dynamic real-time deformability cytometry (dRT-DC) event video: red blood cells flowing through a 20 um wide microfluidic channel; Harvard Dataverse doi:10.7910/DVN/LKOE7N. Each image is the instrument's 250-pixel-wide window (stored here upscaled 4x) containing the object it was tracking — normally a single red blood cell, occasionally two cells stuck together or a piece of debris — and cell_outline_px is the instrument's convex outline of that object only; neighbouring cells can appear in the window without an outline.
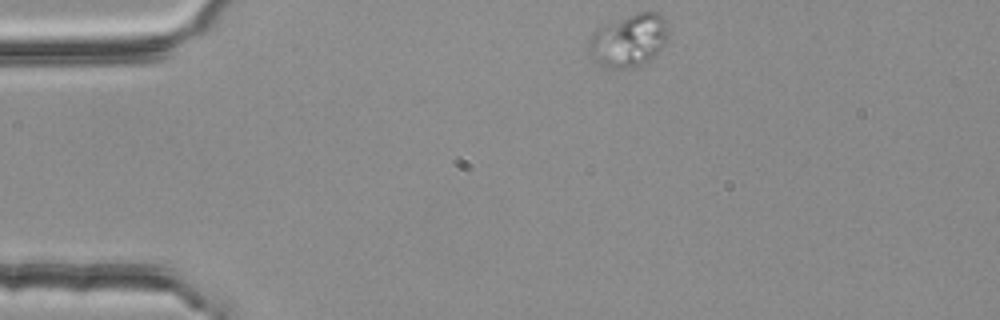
{"species": "common noctule bat (a hibernating species)", "species_latin": "Nyctalus noctula", "temperature_condition": "room temperature", "stored_images_in_passage": 2, "camera_frame_rate_fps": 3000, "um_per_image_px": 0.085, "animal": {"sex": "female", "body_mass_g": 25.1}, "frame": {"image": 1, "passage_image": 1, "time_ms": 0.0, "image_size_px": [1000, 320], "cell_outline_px": [[668, 32], [664, 44], [648, 60], [636, 68], [604, 68], [592, 60], [584, 52], [588, 40], [592, 32], [596, 28], [604, 24], [636, 12], [660, 12], [668, 24]], "centroid_in_image_um": [53.35, 3.44], "position_along_channel_um": 31.6, "area_um2": 25.14}}